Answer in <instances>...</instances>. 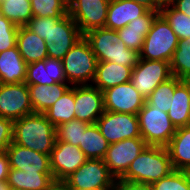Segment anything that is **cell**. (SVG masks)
<instances>
[{"mask_svg":"<svg viewBox=\"0 0 190 190\" xmlns=\"http://www.w3.org/2000/svg\"><path fill=\"white\" fill-rule=\"evenodd\" d=\"M139 58V52L127 48L122 40H119V42L112 44L108 48V61L118 65L128 66L133 69L138 63Z\"/></svg>","mask_w":190,"mask_h":190,"instance_id":"cell-36","label":"cell"},{"mask_svg":"<svg viewBox=\"0 0 190 190\" xmlns=\"http://www.w3.org/2000/svg\"><path fill=\"white\" fill-rule=\"evenodd\" d=\"M73 190H93V189H73Z\"/></svg>","mask_w":190,"mask_h":190,"instance_id":"cell-50","label":"cell"},{"mask_svg":"<svg viewBox=\"0 0 190 190\" xmlns=\"http://www.w3.org/2000/svg\"><path fill=\"white\" fill-rule=\"evenodd\" d=\"M87 159L79 147L56 140L50 154V166L54 180H65Z\"/></svg>","mask_w":190,"mask_h":190,"instance_id":"cell-12","label":"cell"},{"mask_svg":"<svg viewBox=\"0 0 190 190\" xmlns=\"http://www.w3.org/2000/svg\"><path fill=\"white\" fill-rule=\"evenodd\" d=\"M13 142V121L0 117V152L6 151Z\"/></svg>","mask_w":190,"mask_h":190,"instance_id":"cell-40","label":"cell"},{"mask_svg":"<svg viewBox=\"0 0 190 190\" xmlns=\"http://www.w3.org/2000/svg\"><path fill=\"white\" fill-rule=\"evenodd\" d=\"M172 76L181 80L190 78V38L181 39L170 62Z\"/></svg>","mask_w":190,"mask_h":190,"instance_id":"cell-32","label":"cell"},{"mask_svg":"<svg viewBox=\"0 0 190 190\" xmlns=\"http://www.w3.org/2000/svg\"><path fill=\"white\" fill-rule=\"evenodd\" d=\"M9 169L10 164L7 152H0V181H7Z\"/></svg>","mask_w":190,"mask_h":190,"instance_id":"cell-42","label":"cell"},{"mask_svg":"<svg viewBox=\"0 0 190 190\" xmlns=\"http://www.w3.org/2000/svg\"><path fill=\"white\" fill-rule=\"evenodd\" d=\"M102 136L110 143L141 137L138 116L104 111L96 122Z\"/></svg>","mask_w":190,"mask_h":190,"instance_id":"cell-8","label":"cell"},{"mask_svg":"<svg viewBox=\"0 0 190 190\" xmlns=\"http://www.w3.org/2000/svg\"><path fill=\"white\" fill-rule=\"evenodd\" d=\"M0 190H11V187L7 181H0Z\"/></svg>","mask_w":190,"mask_h":190,"instance_id":"cell-46","label":"cell"},{"mask_svg":"<svg viewBox=\"0 0 190 190\" xmlns=\"http://www.w3.org/2000/svg\"><path fill=\"white\" fill-rule=\"evenodd\" d=\"M84 38L89 42L98 62L108 61V48L120 40L116 30L107 28L90 30L84 34Z\"/></svg>","mask_w":190,"mask_h":190,"instance_id":"cell-28","label":"cell"},{"mask_svg":"<svg viewBox=\"0 0 190 190\" xmlns=\"http://www.w3.org/2000/svg\"><path fill=\"white\" fill-rule=\"evenodd\" d=\"M147 11L146 7L132 0H110L104 28L119 30Z\"/></svg>","mask_w":190,"mask_h":190,"instance_id":"cell-18","label":"cell"},{"mask_svg":"<svg viewBox=\"0 0 190 190\" xmlns=\"http://www.w3.org/2000/svg\"><path fill=\"white\" fill-rule=\"evenodd\" d=\"M33 16L63 17L68 14V5L63 0H30Z\"/></svg>","mask_w":190,"mask_h":190,"instance_id":"cell-35","label":"cell"},{"mask_svg":"<svg viewBox=\"0 0 190 190\" xmlns=\"http://www.w3.org/2000/svg\"><path fill=\"white\" fill-rule=\"evenodd\" d=\"M25 83L27 85L68 83L62 60L47 57L45 60L27 64Z\"/></svg>","mask_w":190,"mask_h":190,"instance_id":"cell-17","label":"cell"},{"mask_svg":"<svg viewBox=\"0 0 190 190\" xmlns=\"http://www.w3.org/2000/svg\"><path fill=\"white\" fill-rule=\"evenodd\" d=\"M44 190H73L65 180H53Z\"/></svg>","mask_w":190,"mask_h":190,"instance_id":"cell-45","label":"cell"},{"mask_svg":"<svg viewBox=\"0 0 190 190\" xmlns=\"http://www.w3.org/2000/svg\"><path fill=\"white\" fill-rule=\"evenodd\" d=\"M62 62L64 74L70 86L93 83L98 61L84 37L68 51Z\"/></svg>","mask_w":190,"mask_h":190,"instance_id":"cell-3","label":"cell"},{"mask_svg":"<svg viewBox=\"0 0 190 190\" xmlns=\"http://www.w3.org/2000/svg\"><path fill=\"white\" fill-rule=\"evenodd\" d=\"M0 12L18 27L25 26L33 17L30 0L0 1Z\"/></svg>","mask_w":190,"mask_h":190,"instance_id":"cell-30","label":"cell"},{"mask_svg":"<svg viewBox=\"0 0 190 190\" xmlns=\"http://www.w3.org/2000/svg\"><path fill=\"white\" fill-rule=\"evenodd\" d=\"M150 186L151 190H190V177L187 171L173 170Z\"/></svg>","mask_w":190,"mask_h":190,"instance_id":"cell-37","label":"cell"},{"mask_svg":"<svg viewBox=\"0 0 190 190\" xmlns=\"http://www.w3.org/2000/svg\"><path fill=\"white\" fill-rule=\"evenodd\" d=\"M18 28L0 12V52L17 45Z\"/></svg>","mask_w":190,"mask_h":190,"instance_id":"cell-39","label":"cell"},{"mask_svg":"<svg viewBox=\"0 0 190 190\" xmlns=\"http://www.w3.org/2000/svg\"><path fill=\"white\" fill-rule=\"evenodd\" d=\"M70 87L68 83H56L53 85H28L30 102L34 113H44Z\"/></svg>","mask_w":190,"mask_h":190,"instance_id":"cell-24","label":"cell"},{"mask_svg":"<svg viewBox=\"0 0 190 190\" xmlns=\"http://www.w3.org/2000/svg\"><path fill=\"white\" fill-rule=\"evenodd\" d=\"M183 81L188 85L189 95H190V78L183 79Z\"/></svg>","mask_w":190,"mask_h":190,"instance_id":"cell-47","label":"cell"},{"mask_svg":"<svg viewBox=\"0 0 190 190\" xmlns=\"http://www.w3.org/2000/svg\"><path fill=\"white\" fill-rule=\"evenodd\" d=\"M28 85L24 83H0V117L18 120L33 114Z\"/></svg>","mask_w":190,"mask_h":190,"instance_id":"cell-9","label":"cell"},{"mask_svg":"<svg viewBox=\"0 0 190 190\" xmlns=\"http://www.w3.org/2000/svg\"><path fill=\"white\" fill-rule=\"evenodd\" d=\"M169 4L178 12L190 17V0H172Z\"/></svg>","mask_w":190,"mask_h":190,"instance_id":"cell-43","label":"cell"},{"mask_svg":"<svg viewBox=\"0 0 190 190\" xmlns=\"http://www.w3.org/2000/svg\"><path fill=\"white\" fill-rule=\"evenodd\" d=\"M89 123L80 121L76 118L56 127V137L58 141L72 144L79 147L82 132H84Z\"/></svg>","mask_w":190,"mask_h":190,"instance_id":"cell-34","label":"cell"},{"mask_svg":"<svg viewBox=\"0 0 190 190\" xmlns=\"http://www.w3.org/2000/svg\"><path fill=\"white\" fill-rule=\"evenodd\" d=\"M17 46L20 55L27 64L45 60L48 57L45 41L26 26L18 28Z\"/></svg>","mask_w":190,"mask_h":190,"instance_id":"cell-22","label":"cell"},{"mask_svg":"<svg viewBox=\"0 0 190 190\" xmlns=\"http://www.w3.org/2000/svg\"><path fill=\"white\" fill-rule=\"evenodd\" d=\"M61 18L33 16L25 26L36 35H39L46 44H50L52 25H55Z\"/></svg>","mask_w":190,"mask_h":190,"instance_id":"cell-38","label":"cell"},{"mask_svg":"<svg viewBox=\"0 0 190 190\" xmlns=\"http://www.w3.org/2000/svg\"><path fill=\"white\" fill-rule=\"evenodd\" d=\"M146 146V142L141 137L112 143L107 149L104 163L115 179L121 178L127 172L131 162Z\"/></svg>","mask_w":190,"mask_h":190,"instance_id":"cell-11","label":"cell"},{"mask_svg":"<svg viewBox=\"0 0 190 190\" xmlns=\"http://www.w3.org/2000/svg\"><path fill=\"white\" fill-rule=\"evenodd\" d=\"M110 0H73L68 13L84 35L96 28H104Z\"/></svg>","mask_w":190,"mask_h":190,"instance_id":"cell-10","label":"cell"},{"mask_svg":"<svg viewBox=\"0 0 190 190\" xmlns=\"http://www.w3.org/2000/svg\"><path fill=\"white\" fill-rule=\"evenodd\" d=\"M27 63L19 53L18 46L0 52V83H24Z\"/></svg>","mask_w":190,"mask_h":190,"instance_id":"cell-21","label":"cell"},{"mask_svg":"<svg viewBox=\"0 0 190 190\" xmlns=\"http://www.w3.org/2000/svg\"><path fill=\"white\" fill-rule=\"evenodd\" d=\"M169 23L178 39L190 38V17L178 12L170 4H163L159 12Z\"/></svg>","mask_w":190,"mask_h":190,"instance_id":"cell-33","label":"cell"},{"mask_svg":"<svg viewBox=\"0 0 190 190\" xmlns=\"http://www.w3.org/2000/svg\"><path fill=\"white\" fill-rule=\"evenodd\" d=\"M115 177L103 159H87L65 181L72 189L113 190Z\"/></svg>","mask_w":190,"mask_h":190,"instance_id":"cell-6","label":"cell"},{"mask_svg":"<svg viewBox=\"0 0 190 190\" xmlns=\"http://www.w3.org/2000/svg\"><path fill=\"white\" fill-rule=\"evenodd\" d=\"M54 180L52 172H27L9 169L7 183L18 190H44Z\"/></svg>","mask_w":190,"mask_h":190,"instance_id":"cell-25","label":"cell"},{"mask_svg":"<svg viewBox=\"0 0 190 190\" xmlns=\"http://www.w3.org/2000/svg\"><path fill=\"white\" fill-rule=\"evenodd\" d=\"M132 1H135L138 4L143 5L148 10H151V11H160L162 7V4L160 3L159 0H132Z\"/></svg>","mask_w":190,"mask_h":190,"instance_id":"cell-44","label":"cell"},{"mask_svg":"<svg viewBox=\"0 0 190 190\" xmlns=\"http://www.w3.org/2000/svg\"><path fill=\"white\" fill-rule=\"evenodd\" d=\"M160 3L163 4H169L172 0H159Z\"/></svg>","mask_w":190,"mask_h":190,"instance_id":"cell-48","label":"cell"},{"mask_svg":"<svg viewBox=\"0 0 190 190\" xmlns=\"http://www.w3.org/2000/svg\"><path fill=\"white\" fill-rule=\"evenodd\" d=\"M56 140V127L43 113H33L13 121L14 144L50 155Z\"/></svg>","mask_w":190,"mask_h":190,"instance_id":"cell-1","label":"cell"},{"mask_svg":"<svg viewBox=\"0 0 190 190\" xmlns=\"http://www.w3.org/2000/svg\"><path fill=\"white\" fill-rule=\"evenodd\" d=\"M83 37L73 18L69 13L66 14L52 25L51 43L47 44L48 57L62 60Z\"/></svg>","mask_w":190,"mask_h":190,"instance_id":"cell-13","label":"cell"},{"mask_svg":"<svg viewBox=\"0 0 190 190\" xmlns=\"http://www.w3.org/2000/svg\"><path fill=\"white\" fill-rule=\"evenodd\" d=\"M113 190H151L149 184L137 183L122 178H117Z\"/></svg>","mask_w":190,"mask_h":190,"instance_id":"cell-41","label":"cell"},{"mask_svg":"<svg viewBox=\"0 0 190 190\" xmlns=\"http://www.w3.org/2000/svg\"><path fill=\"white\" fill-rule=\"evenodd\" d=\"M174 170L166 147L147 145L131 162L124 180L151 185Z\"/></svg>","mask_w":190,"mask_h":190,"instance_id":"cell-2","label":"cell"},{"mask_svg":"<svg viewBox=\"0 0 190 190\" xmlns=\"http://www.w3.org/2000/svg\"><path fill=\"white\" fill-rule=\"evenodd\" d=\"M110 143L102 136L96 123L89 124L79 144V148L88 159H104Z\"/></svg>","mask_w":190,"mask_h":190,"instance_id":"cell-27","label":"cell"},{"mask_svg":"<svg viewBox=\"0 0 190 190\" xmlns=\"http://www.w3.org/2000/svg\"><path fill=\"white\" fill-rule=\"evenodd\" d=\"M43 114L55 127L74 119V86H70L62 97Z\"/></svg>","mask_w":190,"mask_h":190,"instance_id":"cell-29","label":"cell"},{"mask_svg":"<svg viewBox=\"0 0 190 190\" xmlns=\"http://www.w3.org/2000/svg\"><path fill=\"white\" fill-rule=\"evenodd\" d=\"M168 116L176 129L190 125V95L183 80L175 87Z\"/></svg>","mask_w":190,"mask_h":190,"instance_id":"cell-26","label":"cell"},{"mask_svg":"<svg viewBox=\"0 0 190 190\" xmlns=\"http://www.w3.org/2000/svg\"><path fill=\"white\" fill-rule=\"evenodd\" d=\"M179 39L166 19L159 13L145 36L140 58L171 62Z\"/></svg>","mask_w":190,"mask_h":190,"instance_id":"cell-4","label":"cell"},{"mask_svg":"<svg viewBox=\"0 0 190 190\" xmlns=\"http://www.w3.org/2000/svg\"><path fill=\"white\" fill-rule=\"evenodd\" d=\"M166 148L174 170L188 171L190 169V125L177 128Z\"/></svg>","mask_w":190,"mask_h":190,"instance_id":"cell-23","label":"cell"},{"mask_svg":"<svg viewBox=\"0 0 190 190\" xmlns=\"http://www.w3.org/2000/svg\"><path fill=\"white\" fill-rule=\"evenodd\" d=\"M68 6L73 0H63Z\"/></svg>","mask_w":190,"mask_h":190,"instance_id":"cell-49","label":"cell"},{"mask_svg":"<svg viewBox=\"0 0 190 190\" xmlns=\"http://www.w3.org/2000/svg\"><path fill=\"white\" fill-rule=\"evenodd\" d=\"M103 101L106 111L137 115L146 100L128 81L103 91Z\"/></svg>","mask_w":190,"mask_h":190,"instance_id":"cell-14","label":"cell"},{"mask_svg":"<svg viewBox=\"0 0 190 190\" xmlns=\"http://www.w3.org/2000/svg\"><path fill=\"white\" fill-rule=\"evenodd\" d=\"M132 68L110 61L97 62L96 74L92 85L105 91L116 85L130 81Z\"/></svg>","mask_w":190,"mask_h":190,"instance_id":"cell-20","label":"cell"},{"mask_svg":"<svg viewBox=\"0 0 190 190\" xmlns=\"http://www.w3.org/2000/svg\"><path fill=\"white\" fill-rule=\"evenodd\" d=\"M182 80L172 76L167 81L160 83L146 99V102L154 109H160L161 111L168 113L173 102L175 87Z\"/></svg>","mask_w":190,"mask_h":190,"instance_id":"cell-31","label":"cell"},{"mask_svg":"<svg viewBox=\"0 0 190 190\" xmlns=\"http://www.w3.org/2000/svg\"><path fill=\"white\" fill-rule=\"evenodd\" d=\"M141 138L150 146L166 147L176 132L168 113L154 109L146 101L138 112Z\"/></svg>","mask_w":190,"mask_h":190,"instance_id":"cell-5","label":"cell"},{"mask_svg":"<svg viewBox=\"0 0 190 190\" xmlns=\"http://www.w3.org/2000/svg\"><path fill=\"white\" fill-rule=\"evenodd\" d=\"M160 11L148 10L144 15L133 19L129 24L119 30H116L119 39L122 40L127 48L140 53L145 36L150 31L155 17Z\"/></svg>","mask_w":190,"mask_h":190,"instance_id":"cell-19","label":"cell"},{"mask_svg":"<svg viewBox=\"0 0 190 190\" xmlns=\"http://www.w3.org/2000/svg\"><path fill=\"white\" fill-rule=\"evenodd\" d=\"M75 118L94 124L104 113L103 92L89 85L74 86Z\"/></svg>","mask_w":190,"mask_h":190,"instance_id":"cell-15","label":"cell"},{"mask_svg":"<svg viewBox=\"0 0 190 190\" xmlns=\"http://www.w3.org/2000/svg\"><path fill=\"white\" fill-rule=\"evenodd\" d=\"M6 152L10 168L27 172H52L50 155L39 153L13 142L8 146Z\"/></svg>","mask_w":190,"mask_h":190,"instance_id":"cell-16","label":"cell"},{"mask_svg":"<svg viewBox=\"0 0 190 190\" xmlns=\"http://www.w3.org/2000/svg\"><path fill=\"white\" fill-rule=\"evenodd\" d=\"M171 77L170 62L139 58L138 63L132 69L130 83L146 100L160 83Z\"/></svg>","mask_w":190,"mask_h":190,"instance_id":"cell-7","label":"cell"}]
</instances>
